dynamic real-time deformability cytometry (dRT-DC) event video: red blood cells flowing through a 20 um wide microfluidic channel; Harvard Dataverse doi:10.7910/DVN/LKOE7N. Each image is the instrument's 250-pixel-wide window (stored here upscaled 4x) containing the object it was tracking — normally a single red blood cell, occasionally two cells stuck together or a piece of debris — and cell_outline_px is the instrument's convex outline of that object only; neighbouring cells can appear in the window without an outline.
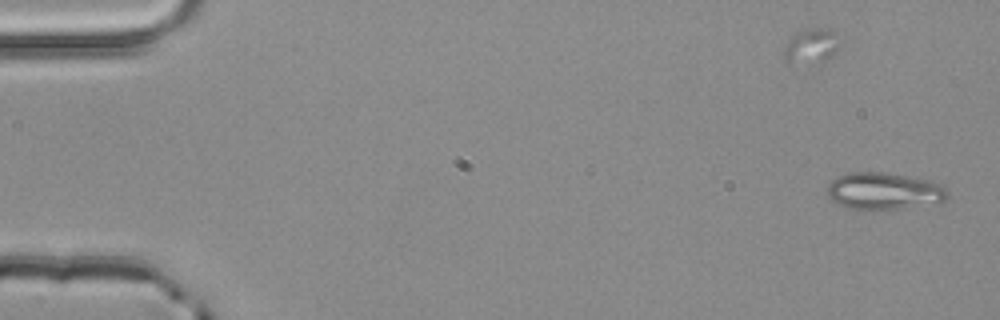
{"species": "common noctule bat (a hibernating species)", "species_latin": "Nyctalus noctula", "temperature_condition": "room temperature", "stored_images_in_passage": 3, "camera_frame_rate_fps": 3000, "um_per_image_px": 0.085, "animal": {"sex": "male", "body_mass_g": 20.4}, "frame": {"image": 1, "passage_image": 1, "time_ms": 0.0, "image_size_px": [1000, 320], "cell_outline_px": [[948, 196], [940, 204], [876, 212], [848, 208], [832, 200], [828, 196], [828, 184], [836, 176], [848, 172], [880, 172], [932, 180], [944, 184], [948, 188]], "centroid_in_image_um": [75.21, 16.28], "position_along_channel_um": 9.8, "area_um2": 26.99}}